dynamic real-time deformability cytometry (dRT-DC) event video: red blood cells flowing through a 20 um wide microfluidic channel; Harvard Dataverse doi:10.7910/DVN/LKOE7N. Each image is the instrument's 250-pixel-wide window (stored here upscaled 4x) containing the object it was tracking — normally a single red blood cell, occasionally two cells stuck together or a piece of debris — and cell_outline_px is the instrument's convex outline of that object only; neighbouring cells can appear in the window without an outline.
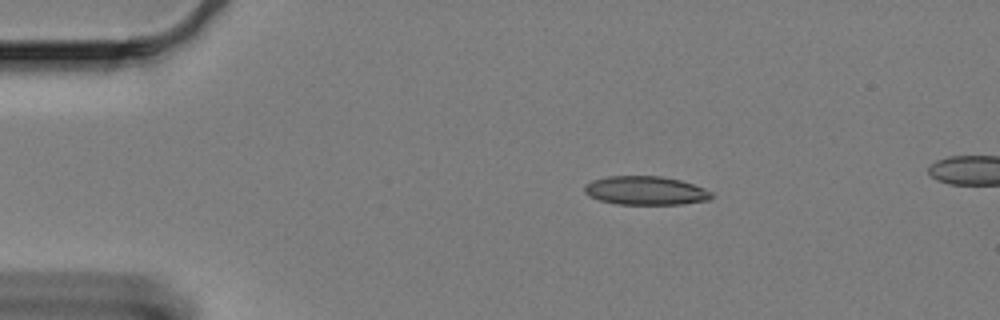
{"species": "Egyptian fruit bat (a non-hibernating species)", "species_latin": "Rousettus aegyptiacus", "temperature_condition": "cold", "stored_images_in_passage": 50, "camera_frame_rate_fps": 3000, "um_per_image_px": 0.085, "animal": {"sex": "female"}, "frame": {"image": 1, "passage_image": 1, "time_ms": 0.0, "image_size_px": [1000, 320], "cell_outline_px": [[712, 196], [708, 200], [684, 204], [616, 204], [600, 200], [588, 196], [584, 192], [584, 184], [592, 180], [608, 176], [660, 176], [680, 180], [704, 188], [712, 192]], "centroid_in_image_um": [54.84, 16.2], "position_along_channel_um": 30.2, "area_um2": 21.27}}
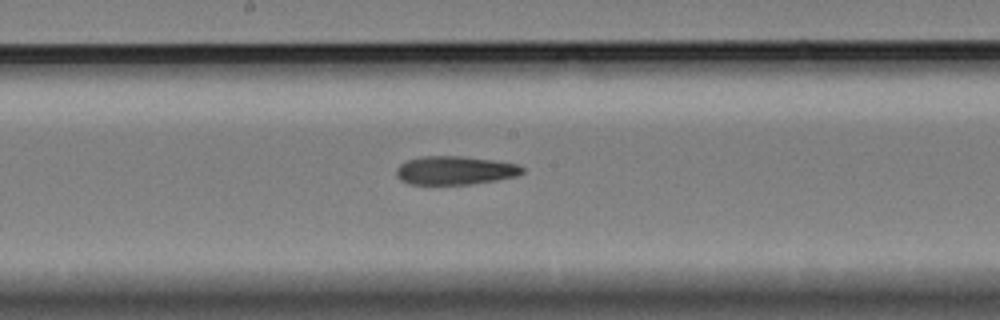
{"frame": {"image": 2, "passage_image": 22, "time_ms": 7.0, "image_size_px": [1000, 320], "cell_outline_px": [[524, 172], [516, 176], [496, 180], [468, 184], [412, 184], [400, 180], [396, 176], [396, 168], [400, 164], [408, 160], [420, 156], [464, 156], [496, 160], [516, 164], [524, 168]], "centroid_in_image_um": [38.66, 14.47], "position_along_channel_um": 209.5, "area_um2": 20.98}}
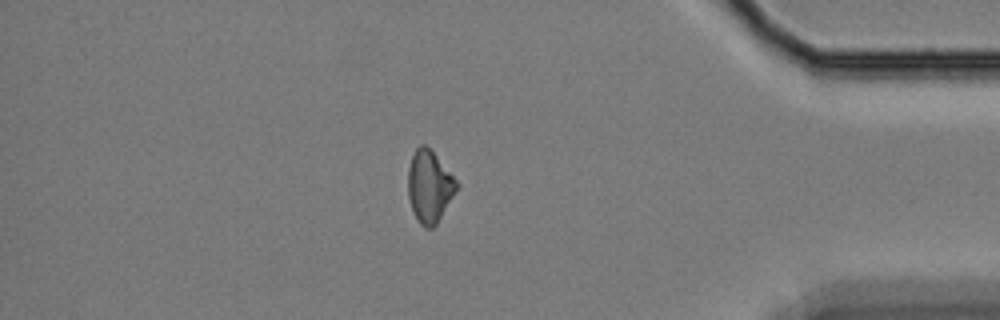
{"frame": {"image": 3, "passage_image": 42, "time_ms": 13.667, "image_size_px": [1000, 320], "cell_outline_px": [[460, 184], [436, 224], [432, 228], [424, 228], [420, 224], [412, 208], [408, 196], [408, 168], [412, 156], [416, 148], [420, 144], [424, 144], [432, 152]], "centroid_in_image_um": [36.49, 15.85], "position_along_channel_um": 398.7, "area_um2": 19.94}}